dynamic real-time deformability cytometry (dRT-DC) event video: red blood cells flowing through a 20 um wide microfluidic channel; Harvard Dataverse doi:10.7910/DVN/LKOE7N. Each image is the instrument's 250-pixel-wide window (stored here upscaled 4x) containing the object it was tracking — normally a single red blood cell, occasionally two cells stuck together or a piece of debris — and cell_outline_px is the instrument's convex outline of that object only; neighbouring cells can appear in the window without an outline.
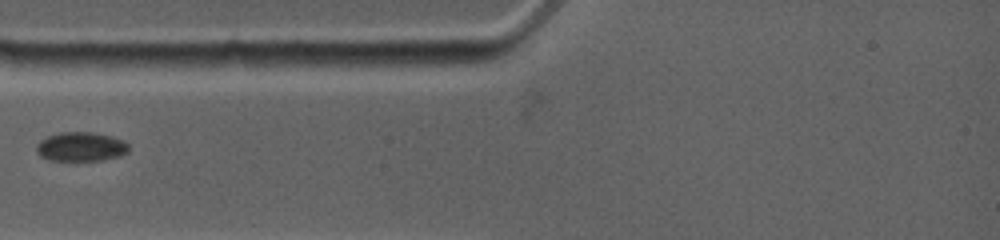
{"species": "common noctule bat (a hibernating species)", "species_latin": "Nyctalus noctula", "temperature_condition": "warm", "stored_images_in_passage": 80, "camera_frame_rate_fps": 4500, "um_per_image_px": 0.085, "animal": {"sex": "female", "body_mass_g": 19.0, "forearm_length_mm": 53.3}, "frame": {"image": 1, "passage_image": 1, "time_ms": 0.0, "image_size_px": [1000, 240], "cell_outline_px": [[128, 152], [120, 156], [104, 160], [48, 160], [40, 156], [36, 152], [36, 148], [40, 140], [48, 136], [60, 132], [92, 132], [112, 136], [128, 144]], "centroid_in_image_um": [6.87, 12.47], "position_along_channel_um": 78.1, "area_um2": 15.66}}
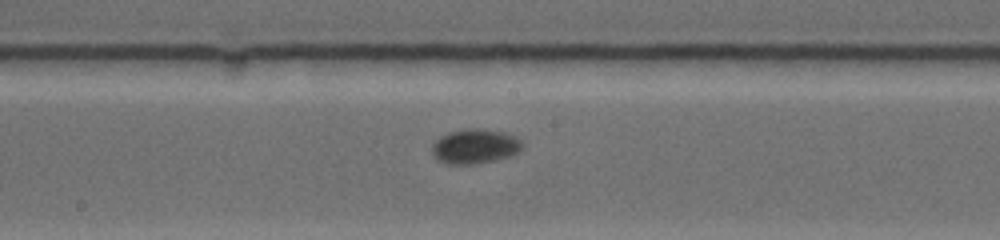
{"frame": {"image": 2, "passage_image": 30, "time_ms": 3.556, "image_size_px": [1000, 240], "cell_outline_px": [[524, 148], [508, 156], [492, 160], [472, 164], [448, 164], [436, 160], [432, 156], [432, 144], [440, 136], [448, 132], [464, 128], [476, 128], [504, 132], [516, 136], [524, 144]], "centroid_in_image_um": [40.33, 12.42], "position_along_channel_um": 207.9, "area_um2": 18.32}}
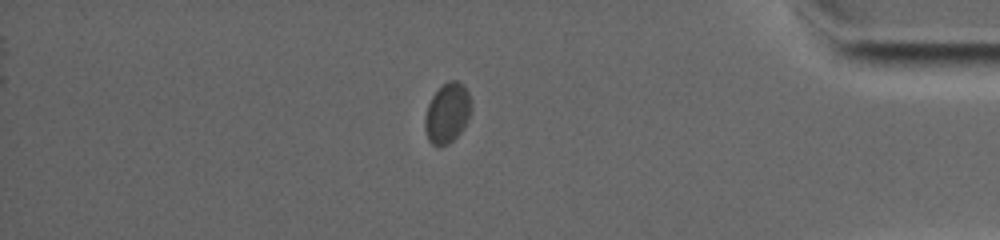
{"frame": {"image": 3, "passage_image": 58, "time_ms": 9.778, "image_size_px": [1000, 240], "cell_outline_px": [[472, 108], [468, 120], [464, 128], [448, 144], [440, 148], [432, 144], [428, 140], [424, 128], [424, 116], [428, 104], [432, 96], [448, 80], [456, 80], [464, 84], [472, 100]], "centroid_in_image_um": [38.03, 9.62], "position_along_channel_um": 397.2, "area_um2": 16.53}}